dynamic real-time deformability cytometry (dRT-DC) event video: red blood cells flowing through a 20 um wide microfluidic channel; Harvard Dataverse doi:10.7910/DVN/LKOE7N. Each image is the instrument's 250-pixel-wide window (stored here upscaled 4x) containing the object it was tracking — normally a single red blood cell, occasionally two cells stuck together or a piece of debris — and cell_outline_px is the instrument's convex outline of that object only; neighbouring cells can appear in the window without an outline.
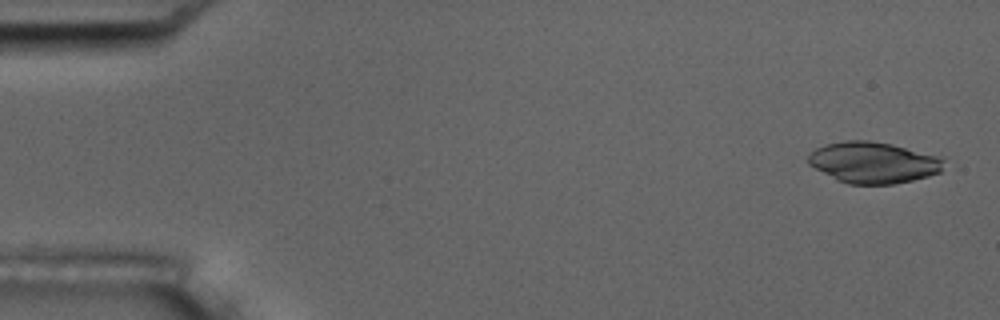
{"species": "common noctule bat (a hibernating species)", "species_latin": "Nyctalus noctula", "temperature_condition": "room temperature", "stored_images_in_passage": 6, "camera_frame_rate_fps": 3000, "um_per_image_px": 0.085, "animal": {"sex": "male", "body_mass_g": 17.5, "forearm_length_mm": 52.3}, "frame": {"image": 1, "passage_image": 1, "time_ms": 0.0, "image_size_px": [1000, 320], "cell_outline_px": [[944, 160], [940, 172], [928, 176], [912, 180], [892, 184], [848, 184], [808, 164], [808, 156], [816, 148], [824, 144], [844, 140], [868, 140], [892, 144], [944, 156]], "centroid_in_image_um": [74.28, 13.79], "position_along_channel_um": 10.7, "area_um2": 32.54}}